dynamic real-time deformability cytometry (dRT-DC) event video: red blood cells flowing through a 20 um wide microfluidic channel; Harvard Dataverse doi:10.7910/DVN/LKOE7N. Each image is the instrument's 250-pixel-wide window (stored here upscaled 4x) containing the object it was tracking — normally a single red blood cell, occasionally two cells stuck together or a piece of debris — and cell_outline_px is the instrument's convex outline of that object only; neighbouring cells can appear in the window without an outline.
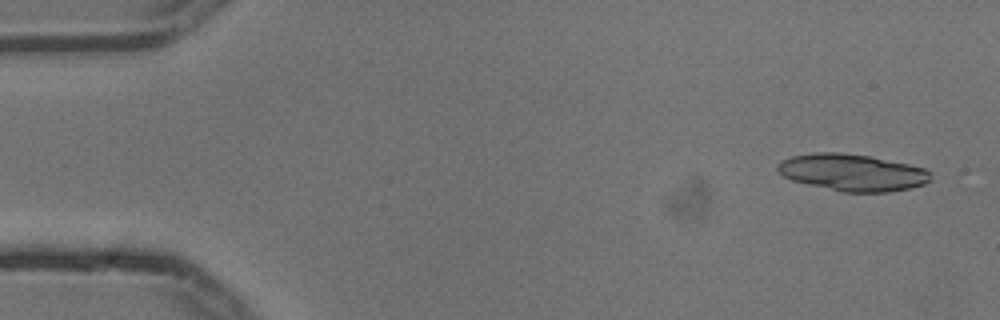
{"species": "common noctule bat (a hibernating species)", "species_latin": "Nyctalus noctula", "temperature_condition": "cold", "stored_images_in_passage": 3, "camera_frame_rate_fps": 3000, "um_per_image_px": 0.085, "animal": {"sex": "male", "body_mass_g": 13.3}, "frame": {"image": 1, "passage_image": 1, "time_ms": 0.0, "image_size_px": [1000, 320], "cell_outline_px": [[932, 180], [924, 184], [908, 188], [888, 192], [844, 192], [792, 180], [784, 176], [776, 168], [776, 164], [780, 160], [792, 156], [816, 152], [836, 152], [868, 156], [908, 164], [924, 168], [932, 172]], "centroid_in_image_um": [72.46, 14.65], "position_along_channel_um": 12.5, "area_um2": 32.71}}